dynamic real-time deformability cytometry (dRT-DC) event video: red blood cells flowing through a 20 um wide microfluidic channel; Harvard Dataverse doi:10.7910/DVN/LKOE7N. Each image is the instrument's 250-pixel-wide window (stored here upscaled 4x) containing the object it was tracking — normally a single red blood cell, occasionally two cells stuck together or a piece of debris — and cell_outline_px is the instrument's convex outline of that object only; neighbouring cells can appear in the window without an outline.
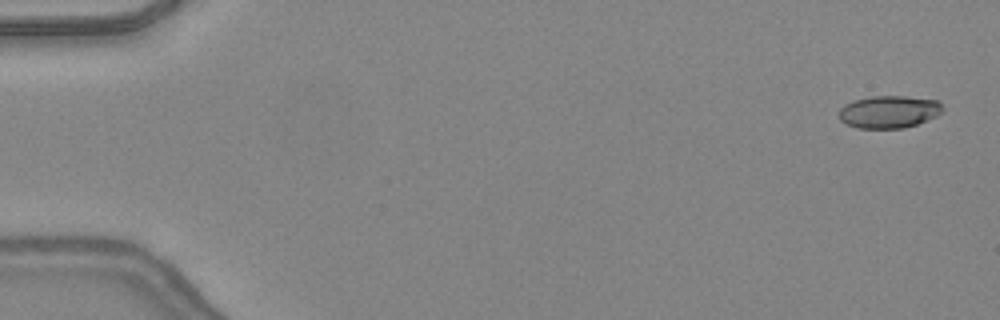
{"species": "common noctule bat (a hibernating species)", "species_latin": "Nyctalus noctula", "temperature_condition": "warm", "stored_images_in_passage": 48, "camera_frame_rate_fps": 3000, "um_per_image_px": 0.085, "animal": {"sex": "female", "body_mass_g": 24.6, "forearm_length_mm": 56.2}, "frame": {"image": 1, "passage_image": 2, "time_ms": 0.333, "image_size_px": [1000, 320], "cell_outline_px": [[944, 112], [936, 116], [916, 124], [904, 128], [856, 128], [844, 124], [840, 120], [840, 108], [844, 104], [852, 100], [872, 96], [904, 96], [936, 100], [944, 108]], "centroid_in_image_um": [75.54, 9.5], "position_along_channel_um": 9.5, "area_um2": 19.71}}
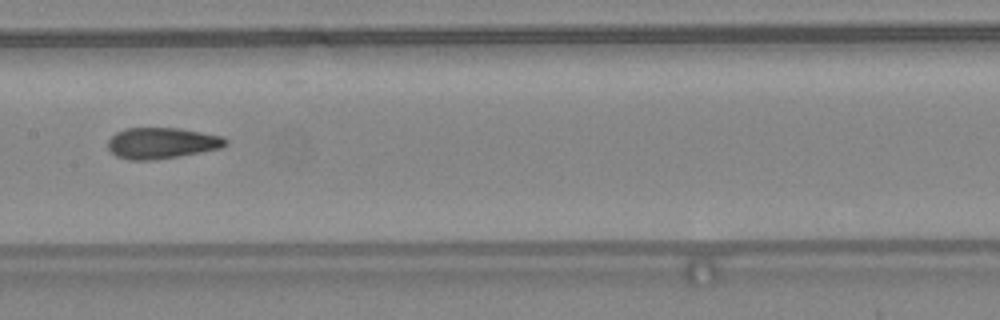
{"frame": {"image": 2, "passage_image": 25, "time_ms": 8.0, "image_size_px": [1000, 320], "cell_outline_px": [[228, 144], [220, 148], [200, 152], [152, 160], [128, 160], [116, 156], [108, 148], [108, 140], [116, 132], [124, 128], [180, 128], [224, 136], [228, 140]], "centroid_in_image_um": [13.75, 12.15], "position_along_channel_um": 193.6, "area_um2": 21.33}}
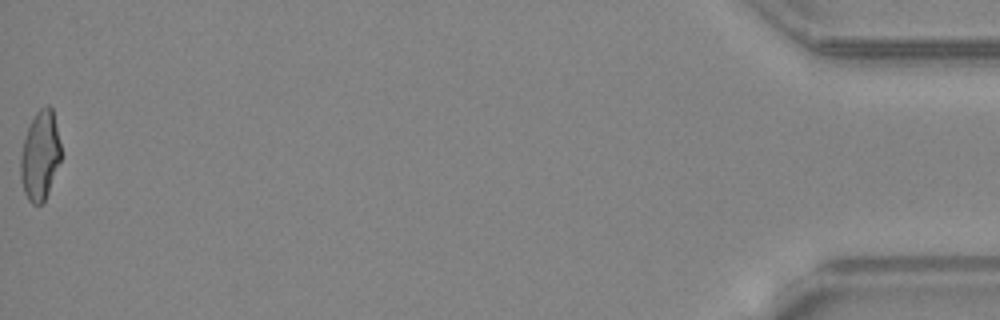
{"frame": {"image": 3, "passage_image": 48, "time_ms": 15.667, "image_size_px": [1000, 320], "cell_outline_px": [[60, 160], [48, 192], [44, 200], [40, 204], [32, 204], [28, 200], [24, 192], [20, 180], [20, 156], [24, 140], [28, 128], [36, 112], [40, 108], [48, 104], [52, 108], [60, 144]], "centroid_in_image_um": [3.38, 13.23], "position_along_channel_um": 431.8, "area_um2": 20.69}, "authors_computed_cell_mechanics": {"area_um2": 21.3282, "velocity_mm_per_s": 4.412, "shape_relaxation_time_tau1_ms": null, "shape_relaxation_time_tau2_ms": 1.6271, "deformation_change_tau1": null, "deformation_change_tau2": 0.1018}}